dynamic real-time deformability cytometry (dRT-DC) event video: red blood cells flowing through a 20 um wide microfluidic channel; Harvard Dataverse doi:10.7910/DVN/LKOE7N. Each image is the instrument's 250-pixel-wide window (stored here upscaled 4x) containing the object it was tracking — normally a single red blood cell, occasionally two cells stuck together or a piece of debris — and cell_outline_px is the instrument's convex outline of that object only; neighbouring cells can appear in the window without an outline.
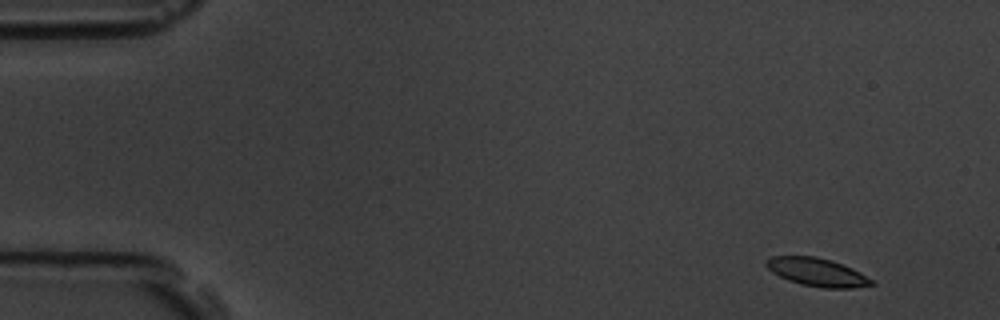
{"species": "common noctule bat (a hibernating species)", "species_latin": "Nyctalus noctula", "temperature_condition": "room temperature", "stored_images_in_passage": 4, "camera_frame_rate_fps": 3000, "um_per_image_px": 0.085, "animal": {"sex": "male", "body_mass_g": 19.5, "forearm_length_mm": 54.6}, "frame": {"image": 1, "passage_image": 1, "time_ms": 0.0, "image_size_px": [1000, 320], "cell_outline_px": [[876, 284], [852, 288], [820, 288], [800, 284], [788, 280], [772, 272], [764, 264], [764, 260], [772, 256], [816, 256], [832, 260], [852, 268], [860, 272], [872, 280]], "centroid_in_image_um": [69.43, 23.13], "position_along_channel_um": 15.6, "area_um2": 17.4}}
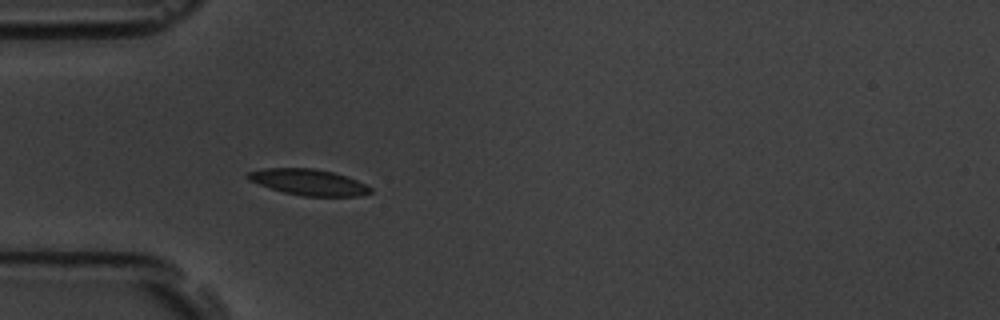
{"frame": {"image": 2, "passage_image": 4, "time_ms": 1.0, "image_size_px": [1000, 320], "cell_outline_px": [[372, 192], [360, 196], [304, 196], [284, 192], [248, 180], [244, 176], [248, 172], [264, 168], [312, 168], [332, 172], [356, 180], [372, 188]], "centroid_in_image_um": [26.21, 15.48], "position_along_channel_um": 58.8, "area_um2": 18.38}}